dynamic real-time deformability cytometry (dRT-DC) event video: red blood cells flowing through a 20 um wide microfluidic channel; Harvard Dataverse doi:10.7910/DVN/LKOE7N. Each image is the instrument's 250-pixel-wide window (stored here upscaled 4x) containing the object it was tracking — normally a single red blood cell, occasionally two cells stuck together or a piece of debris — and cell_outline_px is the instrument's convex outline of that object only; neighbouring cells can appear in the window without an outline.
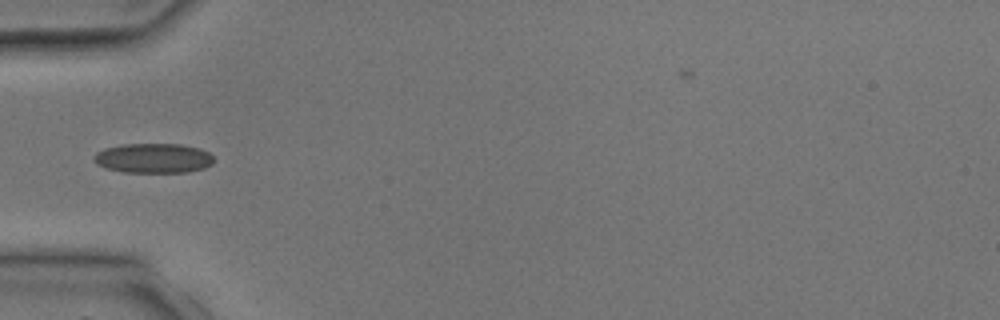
{"species": "common noctule bat (a hibernating species)", "species_latin": "Nyctalus noctula", "temperature_condition": "room temperature", "stored_images_in_passage": 3, "camera_frame_rate_fps": 3000, "um_per_image_px": 0.085, "animal": {"sex": "male", "body_mass_g": 17.9, "forearm_length_mm": 54.2}, "frame": {"image": 1, "passage_image": 3, "time_ms": 2.333, "image_size_px": [1000, 320], "cell_outline_px": [[212, 164], [204, 168], [188, 172], [124, 172], [104, 168], [96, 164], [92, 160], [92, 156], [96, 152], [104, 148], [124, 144], [180, 144], [200, 148], [208, 152], [212, 156]], "centroid_in_image_um": [12.99, 13.44], "position_along_channel_um": 72.0, "area_um2": 20.92}}